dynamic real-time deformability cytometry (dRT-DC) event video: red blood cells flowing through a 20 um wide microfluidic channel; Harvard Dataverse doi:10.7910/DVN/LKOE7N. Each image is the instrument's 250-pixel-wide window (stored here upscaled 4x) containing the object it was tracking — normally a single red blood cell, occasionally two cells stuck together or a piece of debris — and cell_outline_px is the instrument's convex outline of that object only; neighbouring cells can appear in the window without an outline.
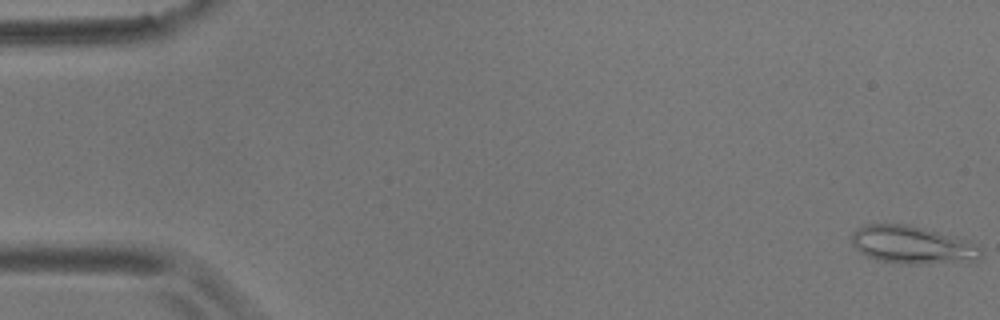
{"species": "common noctule bat (a hibernating species)", "species_latin": "Nyctalus noctula", "temperature_condition": "room temperature", "stored_images_in_passage": 56, "camera_frame_rate_fps": 3000, "um_per_image_px": 0.085, "animal": {"sex": "male", "body_mass_g": 17.9}, "frame": {"image": 1, "passage_image": 1, "time_ms": 0.0, "image_size_px": [1000, 320], "cell_outline_px": [[984, 256], [976, 260], [920, 264], [912, 264], [876, 260], [860, 252], [852, 244], [852, 232], [856, 228], [864, 224], [904, 224], [968, 240], [976, 244], [984, 252]], "centroid_in_image_um": [77.54, 20.82], "position_along_channel_um": 7.5, "area_um2": 28.21}}
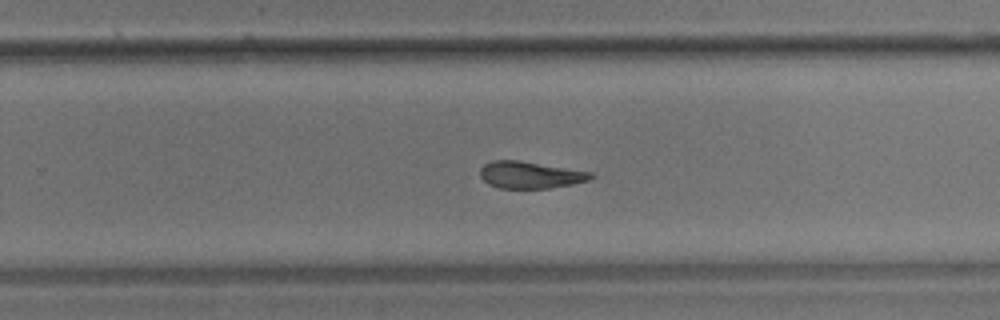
{"frame": {"image": 2, "passage_image": 36, "time_ms": 11.667, "image_size_px": [1000, 320], "cell_outline_px": [[596, 176], [588, 180], [572, 184], [552, 188], [500, 188], [488, 184], [480, 176], [480, 168], [484, 164], [492, 160], [520, 160], [592, 172]], "centroid_in_image_um": [45.07, 14.86], "position_along_channel_um": 284.7, "area_um2": 17.46}}
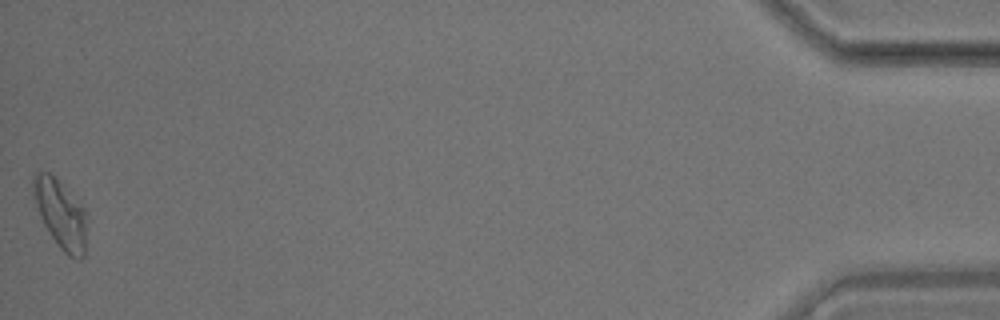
{"frame": {"image": 3, "passage_image": 56, "time_ms": 18.333, "image_size_px": [1000, 320], "cell_outline_px": [[88, 220], [84, 256], [80, 260], [68, 256], [60, 248], [44, 224], [40, 216], [32, 196], [32, 176], [36, 172], [48, 172], [56, 176], [88, 212]], "centroid_in_image_um": [5.18, 18.16], "position_along_channel_um": 430.0, "area_um2": 21.96}, "authors_computed_cell_mechanics": {"area_um2": 19.4208, "velocity_mm_per_s": 3.584, "shape_relaxation_time_tau1_ms": null, "shape_relaxation_time_tau2_ms": 3.8438, "deformation_change_tau1": null, "deformation_change_tau2": 0.1095}}